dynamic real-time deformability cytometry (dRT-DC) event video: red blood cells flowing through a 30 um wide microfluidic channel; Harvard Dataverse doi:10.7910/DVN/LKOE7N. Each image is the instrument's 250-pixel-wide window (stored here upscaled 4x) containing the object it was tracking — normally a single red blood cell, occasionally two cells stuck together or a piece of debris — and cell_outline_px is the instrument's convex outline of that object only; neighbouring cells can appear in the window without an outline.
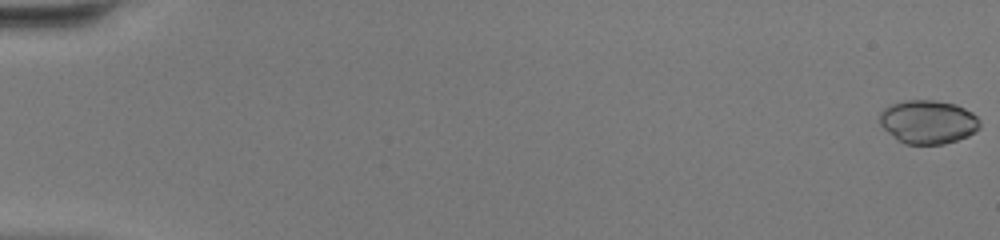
{"species": "common noctule bat (a hibernating species)", "species_latin": "Nyctalus noctula", "temperature_condition": "warm", "stored_images_in_passage": 49, "camera_frame_rate_fps": 3000, "um_per_image_px": 0.085, "animal": {"sex": "female", "body_mass_g": 20.0, "forearm_length_mm": 54.0}, "frame": {"image": 1, "passage_image": 1, "time_ms": 0.0, "image_size_px": [1000, 240], "cell_outline_px": [[980, 128], [976, 132], [968, 136], [944, 144], [904, 144], [896, 140], [880, 124], [880, 112], [884, 108], [892, 104], [904, 100], [936, 100], [956, 104], [972, 112], [980, 120]], "centroid_in_image_um": [78.89, 10.36], "position_along_channel_um": 6.1, "area_um2": 25.66}}
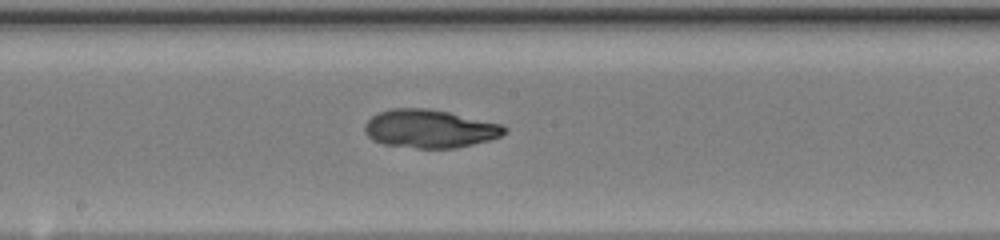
{"frame": {"image": 2, "passage_image": 28, "time_ms": 9.0, "image_size_px": [1000, 240], "cell_outline_px": [[508, 132], [500, 136], [488, 140], [456, 148], [416, 148], [384, 144], [372, 140], [364, 132], [364, 124], [372, 116], [380, 112], [392, 108], [428, 108], [448, 112], [504, 124], [508, 128]], "centroid_in_image_um": [36.54, 10.94], "position_along_channel_um": 211.7, "area_um2": 31.27}}
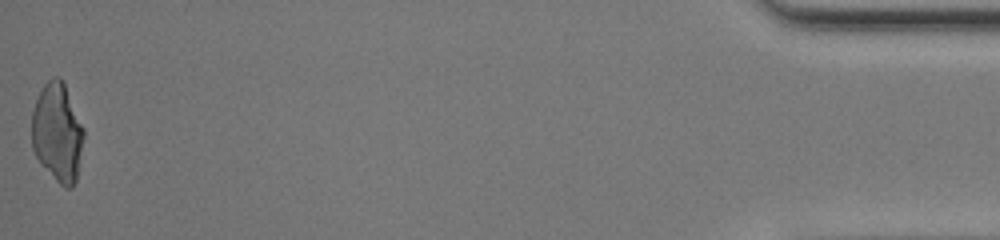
{"frame": {"image": 3, "passage_image": 49, "time_ms": 16.0, "image_size_px": [1000, 240], "cell_outline_px": [[84, 136], [76, 180], [72, 188], [64, 188], [40, 164], [32, 148], [32, 112], [36, 100], [44, 84], [52, 76], [60, 76], [64, 84], [84, 128]], "centroid_in_image_um": [4.87, 11.27], "position_along_channel_um": 430.3, "area_um2": 29.82}, "authors_computed_cell_mechanics": {"area_um2": 29.7092, "velocity_mm_per_s": 4.3853, "shape_relaxation_time_tau1_ms": 9.2519, "shape_relaxation_time_tau2_ms": 1.0109, "deformation_change_tau1": 0.3023, "deformation_change_tau2": 0.0333}}